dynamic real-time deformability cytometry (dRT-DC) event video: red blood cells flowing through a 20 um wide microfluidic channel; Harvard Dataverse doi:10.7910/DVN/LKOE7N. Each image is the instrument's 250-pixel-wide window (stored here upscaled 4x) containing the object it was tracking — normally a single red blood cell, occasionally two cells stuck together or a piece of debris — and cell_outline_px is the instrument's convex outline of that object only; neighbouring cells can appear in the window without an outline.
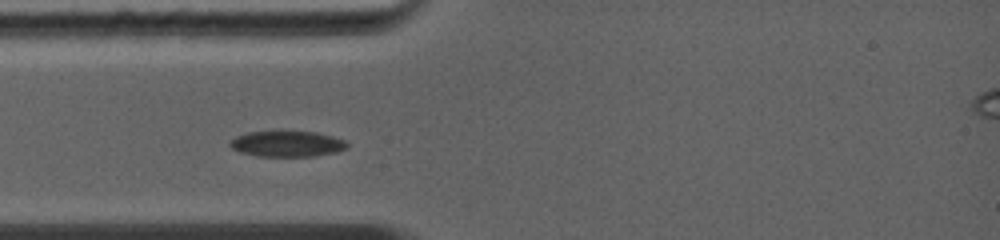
{"species": "common noctule bat (a hibernating species)", "species_latin": "Nyctalus noctula", "temperature_condition": "warm", "stored_images_in_passage": 4, "camera_frame_rate_fps": 5000, "um_per_image_px": 0.085, "animal": {"sex": "female", "body_mass_g": 19.0, "forearm_length_mm": 56.7}, "frame": {"image": 1, "passage_image": 2, "time_ms": 1.2, "image_size_px": [1000, 240], "cell_outline_px": [[348, 148], [336, 152], [316, 156], [256, 156], [240, 152], [232, 148], [228, 144], [236, 136], [248, 132], [316, 132], [332, 136], [344, 140], [348, 144]], "centroid_in_image_um": [24.42, 12.24], "position_along_channel_um": 60.6, "area_um2": 17.46}}
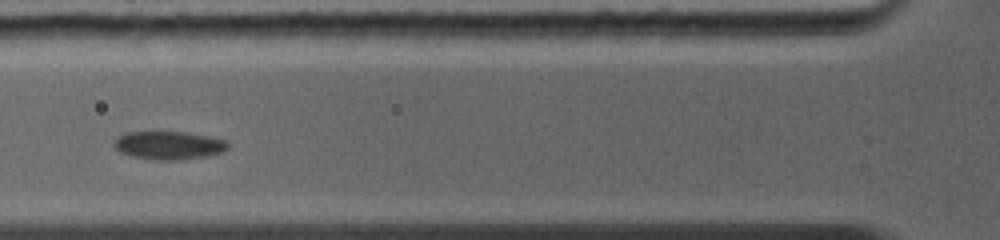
{"frame": {"image": 2, "passage_image": 3, "time_ms": 2.4, "image_size_px": [1000, 240], "cell_outline_px": [[228, 148], [220, 152], [204, 156], [180, 160], [156, 160], [132, 156], [120, 152], [116, 148], [116, 140], [120, 136], [128, 132], [184, 132], [208, 136], [224, 140], [228, 144]], "centroid_in_image_um": [14.35, 12.35], "position_along_channel_um": 111.4, "area_um2": 18.26}}
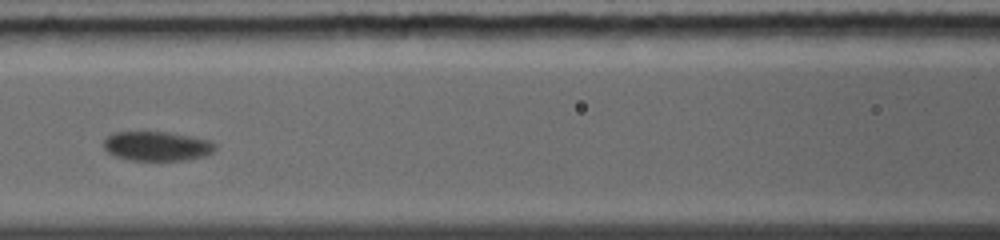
{"frame": {"image": 3, "passage_image": 4, "time_ms": 3.4, "image_size_px": [1000, 240], "cell_outline_px": [[216, 148], [212, 152], [204, 156], [184, 160], [132, 160], [116, 156], [108, 152], [104, 148], [104, 140], [108, 136], [116, 132], [168, 132], [208, 140], [216, 144]], "centroid_in_image_um": [13.34, 12.42], "position_along_channel_um": 153.3, "area_um2": 18.84}}